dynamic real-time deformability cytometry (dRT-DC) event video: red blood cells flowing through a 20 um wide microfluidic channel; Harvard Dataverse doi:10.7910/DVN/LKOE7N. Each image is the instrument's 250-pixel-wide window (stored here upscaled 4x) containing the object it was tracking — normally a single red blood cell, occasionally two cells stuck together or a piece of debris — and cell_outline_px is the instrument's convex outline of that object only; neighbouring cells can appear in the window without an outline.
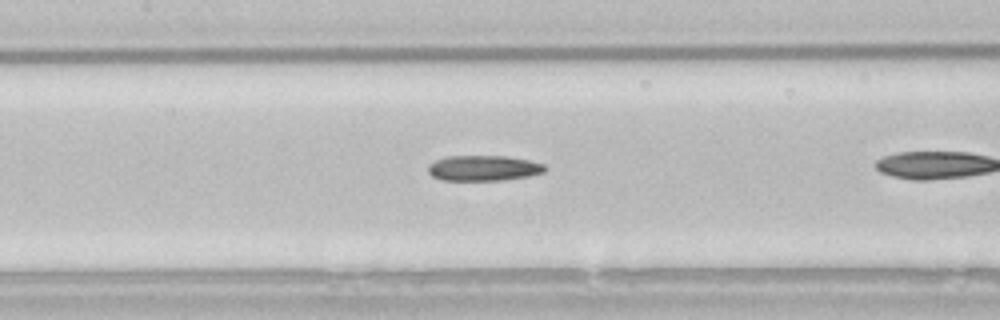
{"species": "common noctule bat (a hibernating species)", "species_latin": "Nyctalus noctula", "temperature_condition": "room temperature", "stored_images_in_passage": 24, "camera_frame_rate_fps": 3000, "um_per_image_px": 0.085, "animal": {"sex": "male", "body_mass_g": 21.5, "forearm_length_mm": 52.0}, "frame": {"image": 1, "passage_image": 8, "time_ms": 2.333, "image_size_px": [1000, 320], "cell_outline_px": [[548, 168], [544, 172], [528, 176], [504, 180], [440, 180], [432, 176], [428, 172], [428, 164], [436, 160], [448, 156], [508, 156], [528, 160], [544, 164]], "centroid_in_image_um": [41.1, 14.29], "position_along_channel_um": 166.3, "area_um2": 17.4}}
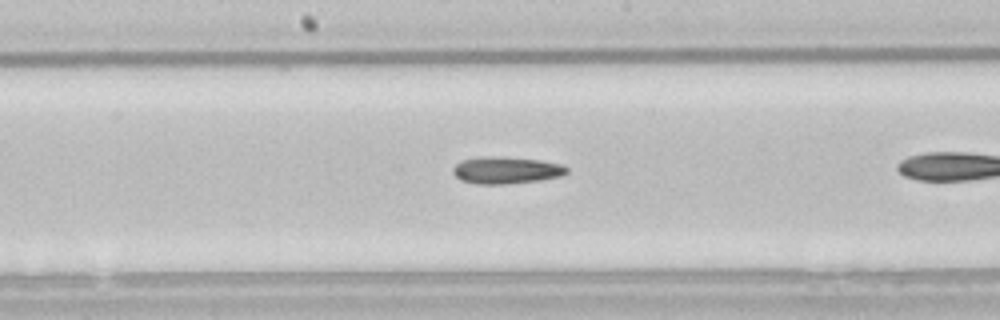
{"frame": {"image": 2, "passage_image": 11, "time_ms": 3.333, "image_size_px": [1000, 320], "cell_outline_px": [[568, 172], [560, 176], [540, 180], [508, 184], [476, 184], [460, 180], [452, 172], [452, 168], [456, 164], [464, 160], [484, 156], [496, 156], [540, 160], [564, 164], [568, 168]], "centroid_in_image_um": [43.04, 14.47], "position_along_channel_um": 205.2, "area_um2": 17.98}}